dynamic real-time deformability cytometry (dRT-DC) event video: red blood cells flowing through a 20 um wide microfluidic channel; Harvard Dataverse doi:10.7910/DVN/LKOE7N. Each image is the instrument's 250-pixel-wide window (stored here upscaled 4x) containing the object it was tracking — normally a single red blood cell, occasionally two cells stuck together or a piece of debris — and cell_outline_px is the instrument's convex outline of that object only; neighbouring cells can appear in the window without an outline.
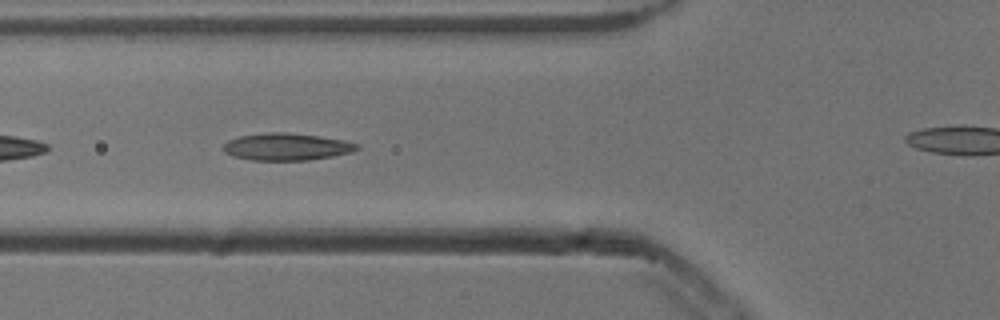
{"species": "common noctule bat (a hibernating species)", "species_latin": "Nyctalus noctula", "temperature_condition": "cold", "stored_images_in_passage": 14, "camera_frame_rate_fps": 3000, "um_per_image_px": 0.085, "animal": {"sex": "male", "body_mass_g": 13.3}, "frame": {"image": 1, "passage_image": 5, "time_ms": 1.333, "image_size_px": [1000, 320], "cell_outline_px": [[360, 148], [352, 152], [332, 156], [308, 160], [252, 160], [232, 156], [224, 152], [224, 144], [228, 140], [240, 136], [268, 132], [284, 132], [320, 136], [344, 140], [360, 144]], "centroid_in_image_um": [24.38, 12.47], "position_along_channel_um": 101.4, "area_um2": 21.15}}
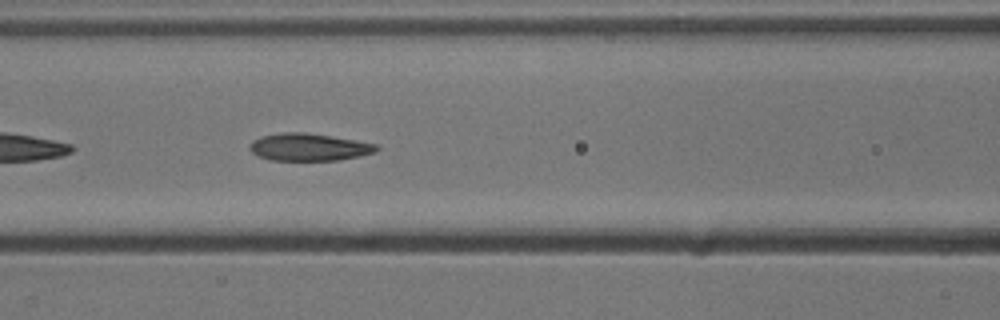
{"frame": {"image": 2, "passage_image": 8, "time_ms": 2.333, "image_size_px": [1000, 320], "cell_outline_px": [[380, 148], [376, 152], [360, 156], [340, 160], [268, 160], [256, 156], [248, 148], [252, 140], [260, 136], [280, 132], [308, 132], [356, 140], [376, 144]], "centroid_in_image_um": [26.23, 12.5], "position_along_channel_um": 140.4, "area_um2": 20.58}}
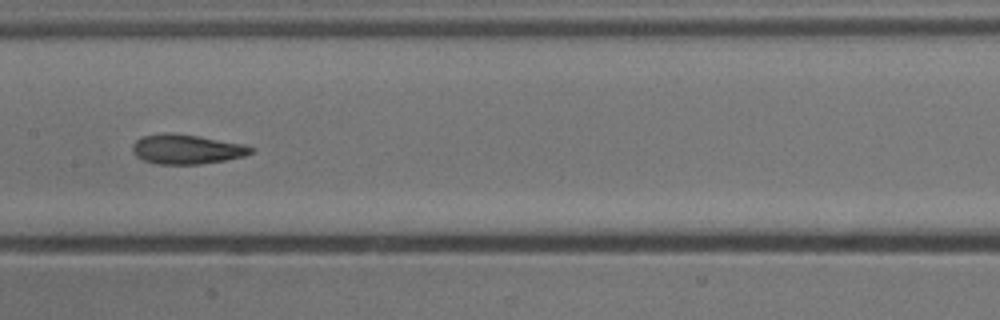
{"frame": {"image": 3, "passage_image": 12, "time_ms": 3.667, "image_size_px": [1000, 320], "cell_outline_px": [[256, 148], [252, 152], [244, 156], [224, 160], [200, 164], [156, 164], [144, 160], [136, 156], [132, 148], [132, 144], [136, 140], [144, 136], [164, 132], [168, 132], [196, 136], [244, 144]], "centroid_in_image_um": [15.86, 12.68], "position_along_channel_um": 191.5, "area_um2": 20.29}}